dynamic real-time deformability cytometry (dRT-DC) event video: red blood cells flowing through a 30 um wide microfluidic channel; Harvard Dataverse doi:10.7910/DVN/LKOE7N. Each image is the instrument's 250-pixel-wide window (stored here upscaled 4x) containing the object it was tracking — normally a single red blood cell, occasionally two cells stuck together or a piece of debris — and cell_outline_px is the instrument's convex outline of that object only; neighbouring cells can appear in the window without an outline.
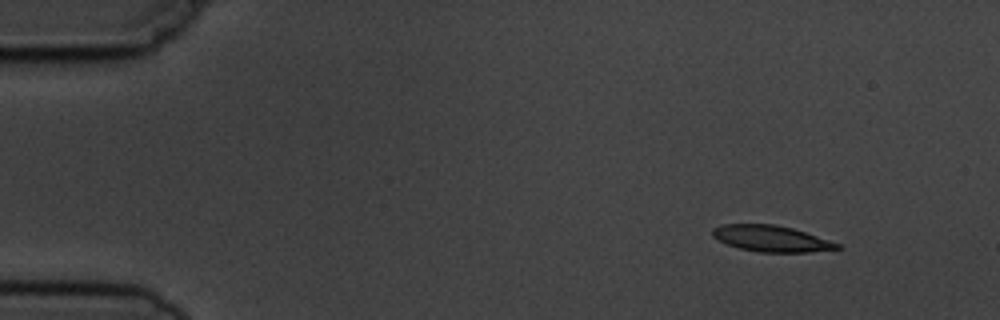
{"species": "common noctule bat (a hibernating species)", "species_latin": "Nyctalus noctula", "temperature_condition": "cold", "stored_images_in_passage": 3, "camera_frame_rate_fps": 3000, "um_per_image_px": 0.085, "animal": {"sex": "male", "body_mass_g": 19.5, "forearm_length_mm": 54.6}, "frame": {"image": 1, "passage_image": 1, "time_ms": 0.0, "image_size_px": [1000, 320], "cell_outline_px": [[844, 248], [808, 252], [756, 252], [740, 248], [728, 244], [712, 236], [712, 228], [724, 224], [772, 224], [792, 228], [840, 244]], "centroid_in_image_um": [65.55, 20.28], "position_along_channel_um": 19.4, "area_um2": 18.79}}
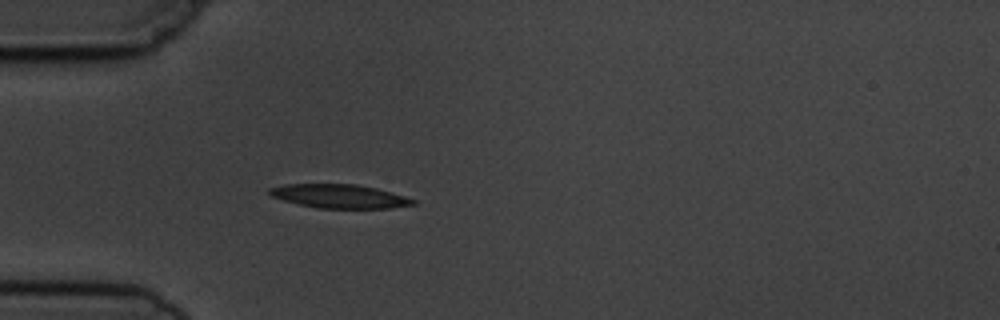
{"frame": {"image": 2, "passage_image": 3, "time_ms": 3.333, "image_size_px": [1000, 320], "cell_outline_px": [[416, 204], [392, 208], [316, 208], [284, 200], [272, 196], [268, 192], [268, 188], [284, 184], [356, 184], [376, 188], [404, 196], [416, 200]], "centroid_in_image_um": [28.85, 16.68], "position_along_channel_um": 56.1, "area_um2": 19.77}}